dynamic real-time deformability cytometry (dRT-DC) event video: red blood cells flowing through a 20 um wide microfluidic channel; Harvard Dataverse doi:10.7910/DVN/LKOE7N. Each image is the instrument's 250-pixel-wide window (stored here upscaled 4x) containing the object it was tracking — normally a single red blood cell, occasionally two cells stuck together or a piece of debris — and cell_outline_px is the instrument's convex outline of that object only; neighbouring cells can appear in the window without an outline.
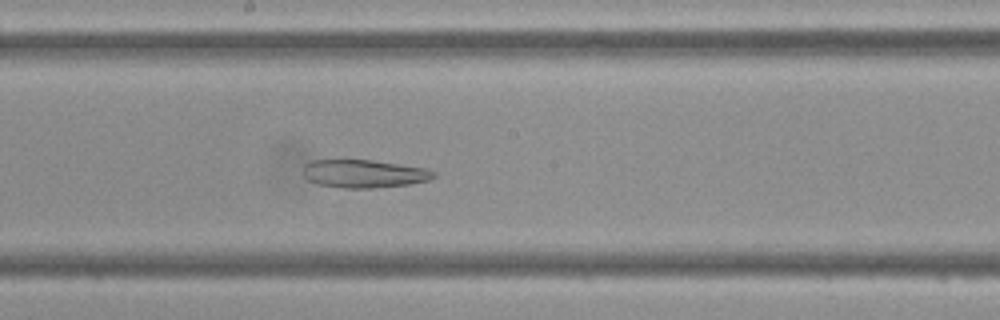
{"species": "Egyptian fruit bat (a non-hibernating species)", "species_latin": "Rousettus aegyptiacus", "temperature_condition": "cold", "stored_images_in_passage": 46, "camera_frame_rate_fps": 3000, "um_per_image_px": 0.085, "frame": {"image": 1, "passage_image": 24, "time_ms": 7.667, "image_size_px": [1000, 320], "cell_outline_px": [[436, 176], [428, 180], [408, 184], [372, 188], [344, 188], [320, 184], [308, 180], [304, 176], [304, 164], [312, 160], [344, 156], [428, 168], [436, 172]], "centroid_in_image_um": [30.89, 14.7], "position_along_channel_um": 217.3, "area_um2": 22.14}}
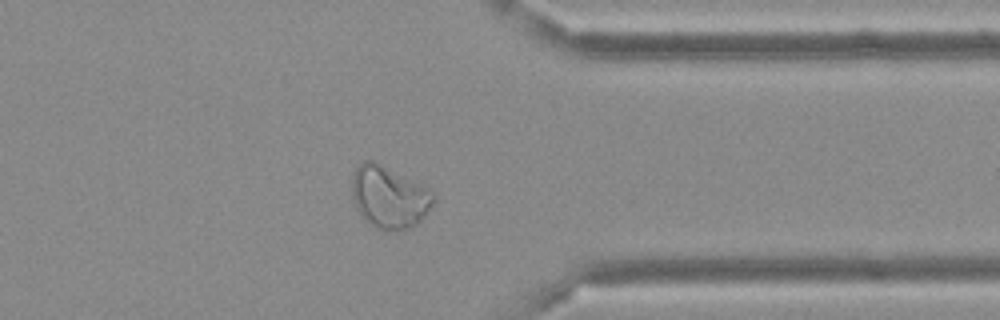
{"frame": {"image": 2, "passage_image": 36, "time_ms": 11.667, "image_size_px": [1000, 320], "cell_outline_px": [[436, 200], [424, 216], [412, 228], [376, 228], [360, 216], [356, 208], [352, 196], [352, 172], [364, 160], [372, 160], [420, 184], [432, 192], [436, 196]], "centroid_in_image_um": [33.05, 16.74], "position_along_channel_um": 378.3, "area_um2": 29.02}}
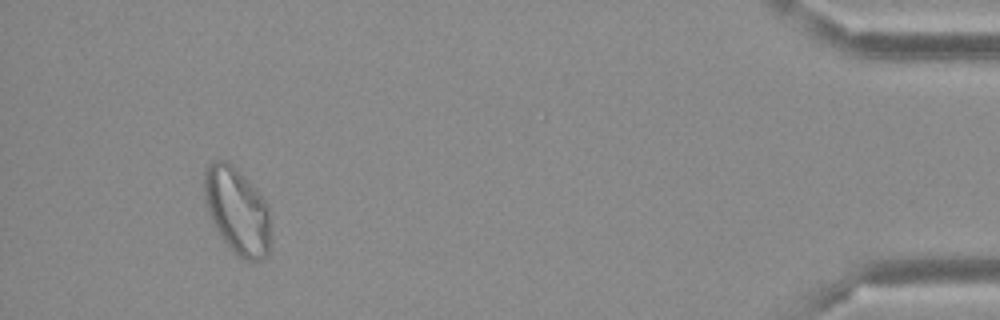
{"frame": {"image": 3, "passage_image": 43, "time_ms": 14.0, "image_size_px": [1000, 320], "cell_outline_px": [[268, 256], [264, 260], [244, 260], [220, 236], [208, 216], [204, 204], [204, 168], [212, 160], [224, 160], [232, 164], [256, 188], [264, 200], [268, 208]], "centroid_in_image_um": [20.1, 17.87], "position_along_channel_um": 415.1, "area_um2": 33.35}}